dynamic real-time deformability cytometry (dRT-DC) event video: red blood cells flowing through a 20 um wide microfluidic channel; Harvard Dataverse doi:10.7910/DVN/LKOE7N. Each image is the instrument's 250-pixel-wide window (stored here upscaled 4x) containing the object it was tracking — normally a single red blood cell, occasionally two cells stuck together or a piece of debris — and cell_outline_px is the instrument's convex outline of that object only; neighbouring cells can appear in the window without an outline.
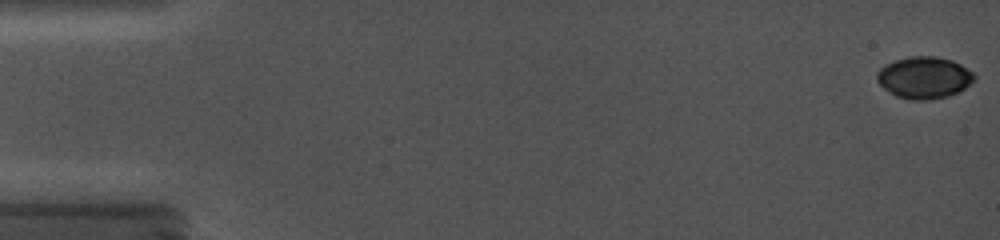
{"species": "common noctule bat (a hibernating species)", "species_latin": "Nyctalus noctula", "temperature_condition": "cold", "stored_images_in_passage": 41, "camera_frame_rate_fps": 5000, "um_per_image_px": 0.085, "animal": {"sex": "female", "body_mass_g": 19.0, "forearm_length_mm": 56.7}, "frame": {"image": 1, "passage_image": 1, "time_ms": 0.0, "image_size_px": [1000, 240], "cell_outline_px": [[976, 76], [964, 88], [948, 96], [932, 100], [912, 100], [896, 96], [884, 88], [876, 80], [876, 72], [884, 64], [908, 56], [936, 56], [952, 60], [968, 68]], "centroid_in_image_um": [78.52, 6.59], "position_along_channel_um": 6.5, "area_um2": 23.76}}
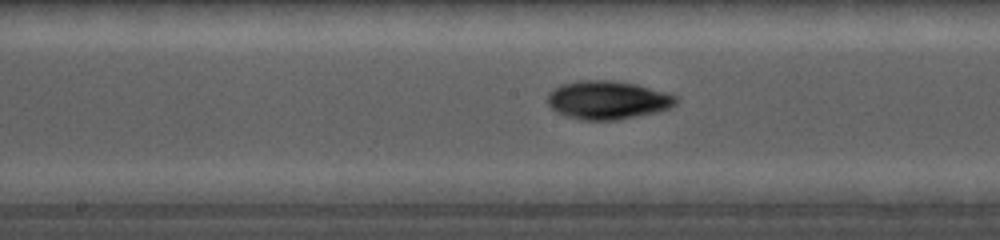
{"frame": {"image": 2, "passage_image": 27, "time_ms": 9.0, "image_size_px": [1000, 240], "cell_outline_px": [[676, 104], [672, 108], [656, 112], [616, 120], [584, 120], [568, 116], [556, 112], [548, 104], [548, 92], [560, 84], [576, 80], [608, 80], [636, 84], [664, 92], [676, 96]], "centroid_in_image_um": [51.62, 8.5], "position_along_channel_um": 196.6, "area_um2": 28.67}}
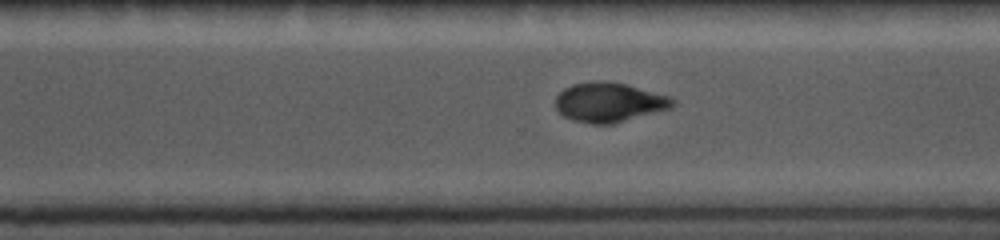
{"frame": {"image": 3, "passage_image": 37, "time_ms": 12.2, "image_size_px": [1000, 240], "cell_outline_px": [[676, 104], [668, 108], [616, 124], [588, 124], [572, 120], [564, 116], [556, 108], [556, 96], [564, 88], [572, 84], [628, 84], [668, 96], [676, 100]], "centroid_in_image_um": [51.78, 8.75], "position_along_channel_um": 318.8, "area_um2": 26.24}}